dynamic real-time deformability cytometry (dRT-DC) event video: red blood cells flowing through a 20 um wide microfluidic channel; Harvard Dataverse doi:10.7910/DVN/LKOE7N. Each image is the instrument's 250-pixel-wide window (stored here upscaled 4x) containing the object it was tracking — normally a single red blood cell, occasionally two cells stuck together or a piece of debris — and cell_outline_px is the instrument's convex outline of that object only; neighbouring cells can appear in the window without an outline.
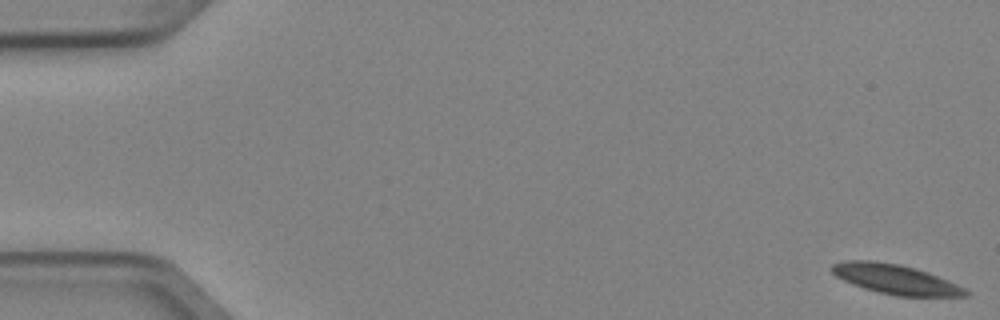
{"species": "Egyptian fruit bat (a non-hibernating species)", "species_latin": "Rousettus aegyptiacus", "temperature_condition": "cold", "stored_images_in_passage": 5, "camera_frame_rate_fps": 3000, "um_per_image_px": 0.085, "animal": {"sex": "female"}, "frame": {"image": 1, "passage_image": 1, "time_ms": 0.0, "image_size_px": [1000, 320], "cell_outline_px": [[968, 296], [896, 296], [864, 288], [852, 284], [836, 276], [828, 268], [832, 264], [848, 260], [872, 260], [900, 264], [948, 280], [964, 288], [968, 292]], "centroid_in_image_um": [76.06, 23.73], "position_along_channel_um": 8.9, "area_um2": 22.77}}
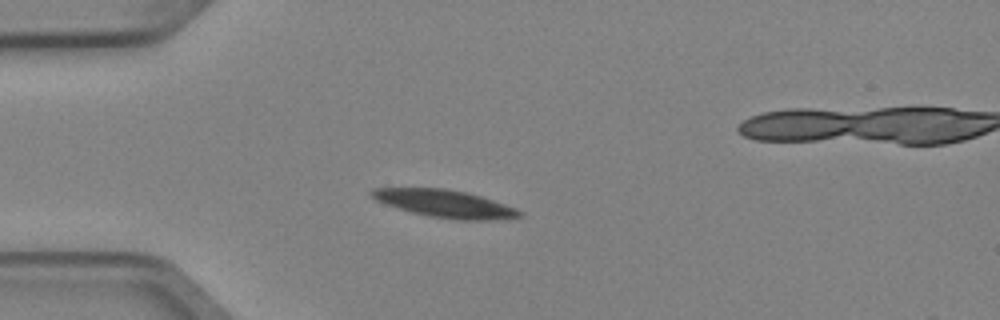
{"frame": {"image": 2, "passage_image": 4, "time_ms": 1.0, "image_size_px": [1000, 320], "cell_outline_px": [[524, 212], [520, 216], [496, 220], [460, 220], [428, 216], [396, 208], [384, 204], [376, 200], [372, 196], [372, 188], [444, 188], [468, 192], [516, 208]], "centroid_in_image_um": [37.82, 17.31], "position_along_channel_um": 47.2, "area_um2": 23.64}}